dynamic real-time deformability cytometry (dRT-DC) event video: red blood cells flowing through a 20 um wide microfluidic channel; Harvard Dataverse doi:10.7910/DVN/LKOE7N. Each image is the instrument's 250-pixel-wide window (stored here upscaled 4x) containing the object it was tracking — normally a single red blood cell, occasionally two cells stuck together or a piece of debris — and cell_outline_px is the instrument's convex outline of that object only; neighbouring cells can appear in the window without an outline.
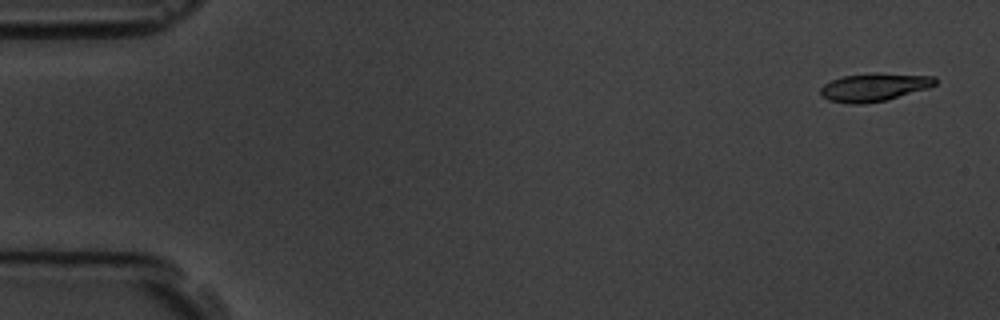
{"species": "common noctule bat (a hibernating species)", "species_latin": "Nyctalus noctula", "temperature_condition": "room temperature", "stored_images_in_passage": 5, "camera_frame_rate_fps": 3000, "um_per_image_px": 0.085, "animal": {"sex": "male", "body_mass_g": 19.5, "forearm_length_mm": 54.6}, "frame": {"image": 1, "passage_image": 1, "time_ms": 0.0, "image_size_px": [1000, 320], "cell_outline_px": [[936, 84], [928, 88], [888, 100], [860, 104], [852, 104], [828, 100], [820, 96], [820, 88], [824, 84], [832, 80], [844, 76], [936, 76]], "centroid_in_image_um": [74.24, 7.49], "position_along_channel_um": 10.8, "area_um2": 17.63}}
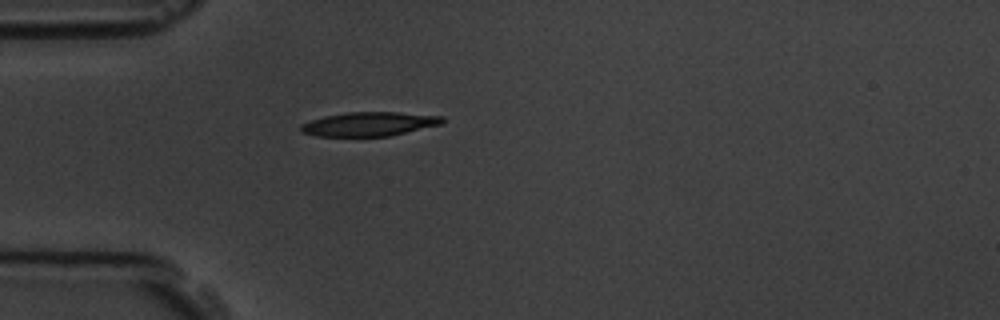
{"frame": {"image": 2, "passage_image": 5, "time_ms": 4.667, "image_size_px": [1000, 320], "cell_outline_px": [[444, 124], [388, 136], [316, 136], [300, 132], [300, 124], [324, 116], [348, 112], [396, 112], [444, 116]], "centroid_in_image_um": [31.39, 10.54], "position_along_channel_um": 53.6, "area_um2": 19.88}}